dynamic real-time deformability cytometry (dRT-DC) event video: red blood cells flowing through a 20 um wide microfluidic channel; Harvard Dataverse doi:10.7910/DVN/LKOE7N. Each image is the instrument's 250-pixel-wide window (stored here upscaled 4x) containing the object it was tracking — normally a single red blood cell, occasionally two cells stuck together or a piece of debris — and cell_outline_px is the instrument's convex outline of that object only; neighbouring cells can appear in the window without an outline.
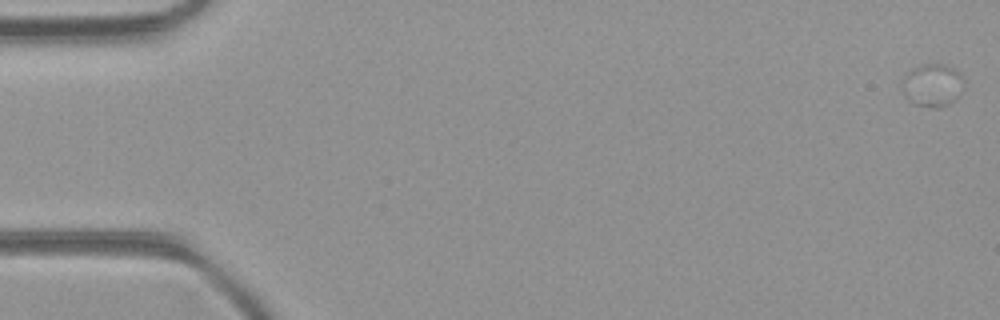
{"species": "common noctule bat (a hibernating species)", "species_latin": "Nyctalus noctula", "temperature_condition": "room temperature", "stored_images_in_passage": 5, "camera_frame_rate_fps": 3000, "um_per_image_px": 0.085, "animal": {"sex": "female", "body_mass_g": 21.9}, "frame": {"image": 1, "passage_image": 1, "time_ms": 0.0, "image_size_px": [1000, 320], "cell_outline_px": [[964, 84], [956, 100], [940, 108], [936, 108], [916, 104], [904, 92], [900, 84], [908, 72], [912, 68], [920, 64], [944, 64], [956, 68], [960, 72], [964, 80]], "centroid_in_image_um": [79.31, 7.21], "position_along_channel_um": 5.7, "area_um2": 15.43}}